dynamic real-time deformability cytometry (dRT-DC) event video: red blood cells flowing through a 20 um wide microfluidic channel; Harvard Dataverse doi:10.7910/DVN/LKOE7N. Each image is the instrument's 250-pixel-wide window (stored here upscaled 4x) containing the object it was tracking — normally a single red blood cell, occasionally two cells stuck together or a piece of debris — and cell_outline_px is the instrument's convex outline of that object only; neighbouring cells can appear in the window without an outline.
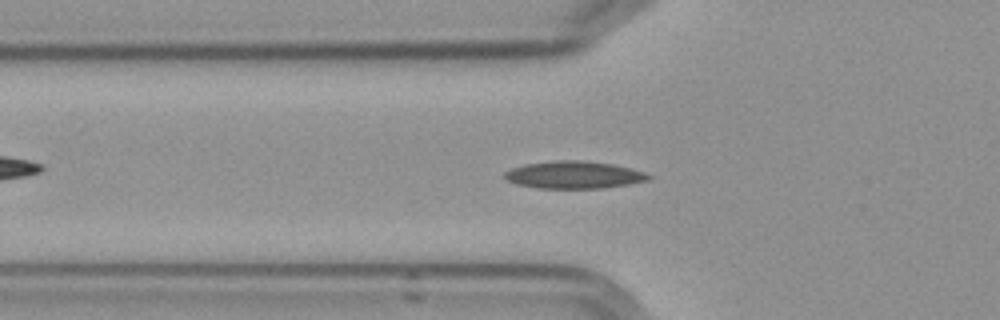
{"species": "Egyptian fruit bat (a non-hibernating species)", "species_latin": "Rousettus aegyptiacus", "temperature_condition": "cold", "stored_images_in_passage": 57, "camera_frame_rate_fps": 3000, "um_per_image_px": 0.085, "frame": {"image": 1, "passage_image": 20, "time_ms": 6.333, "image_size_px": [1000, 320], "cell_outline_px": [[652, 176], [648, 180], [628, 184], [604, 188], [540, 188], [516, 184], [508, 180], [504, 176], [504, 172], [512, 168], [524, 164], [552, 160], [584, 160], [612, 164], [632, 168], [644, 172]], "centroid_in_image_um": [48.78, 14.85], "position_along_channel_um": 77.0, "area_um2": 23.0}}
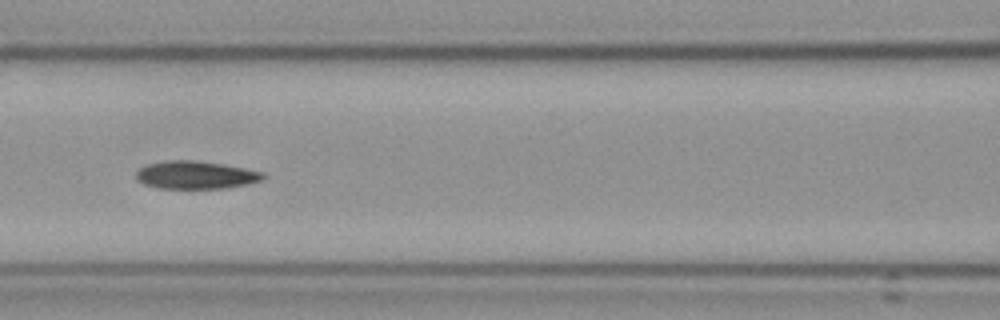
{"frame": {"image": 2, "passage_image": 26, "time_ms": 8.333, "image_size_px": [1000, 320], "cell_outline_px": [[268, 176], [264, 180], [248, 184], [224, 188], [160, 188], [144, 184], [136, 180], [136, 172], [140, 168], [148, 164], [168, 160], [196, 160], [224, 164], [264, 172]], "centroid_in_image_um": [16.68, 14.87], "position_along_channel_um": 149.9, "area_um2": 20.75}}
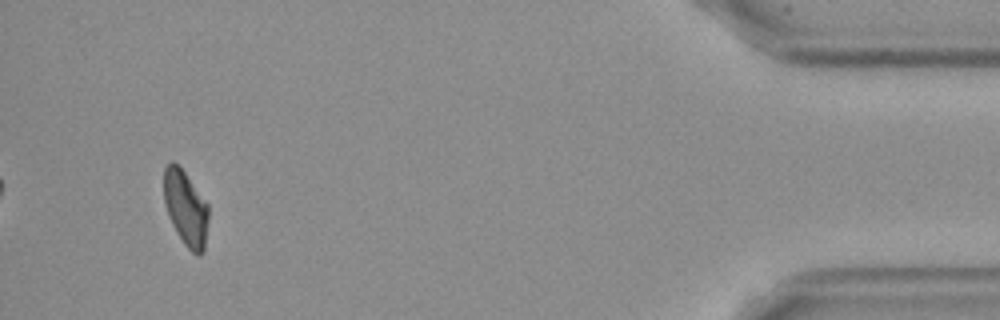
{"frame": {"image": 3, "passage_image": 54, "time_ms": 17.667, "image_size_px": [1000, 320], "cell_outline_px": [[208, 220], [204, 252], [200, 256], [196, 256], [184, 244], [176, 232], [168, 216], [164, 204], [164, 168], [172, 160], [184, 172], [208, 204]], "centroid_in_image_um": [15.78, 17.74], "position_along_channel_um": 419.4, "area_um2": 19.54}, "authors_computed_cell_mechanics": {"area_um2": 20.7502, "velocity_mm_per_s": 3.5953, "shape_relaxation_time_tau1_ms": 6.2381, "shape_relaxation_time_tau2_ms": 8.0397, "deformation_change_tau1": 0.1767, "deformation_change_tau2": 0.128}}